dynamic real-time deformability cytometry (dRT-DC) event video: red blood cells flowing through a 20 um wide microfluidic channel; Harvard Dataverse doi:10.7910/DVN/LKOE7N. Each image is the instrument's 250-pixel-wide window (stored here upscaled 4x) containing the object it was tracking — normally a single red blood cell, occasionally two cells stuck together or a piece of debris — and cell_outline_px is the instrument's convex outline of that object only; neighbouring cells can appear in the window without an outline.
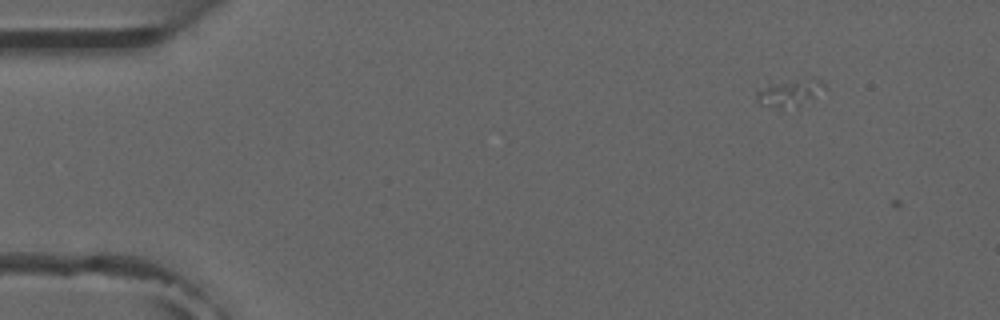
{"species": "common noctule bat (a hibernating species)", "species_latin": "Nyctalus noctula", "temperature_condition": "room temperature", "stored_images_in_passage": 3, "camera_frame_rate_fps": 3000, "um_per_image_px": 0.085, "animal": {"sex": "male", "forearm_length_mm": 52.5}, "frame": {"image": 1, "passage_image": 2, "time_ms": 1.0, "image_size_px": [1000, 320], "cell_outline_px": [[828, 88], [796, 104], [780, 108], [760, 104], [756, 100], [756, 88], [772, 84], [812, 76], [820, 80]], "centroid_in_image_um": [67.08, 7.82], "position_along_channel_um": 17.9, "area_um2": 10.29}}